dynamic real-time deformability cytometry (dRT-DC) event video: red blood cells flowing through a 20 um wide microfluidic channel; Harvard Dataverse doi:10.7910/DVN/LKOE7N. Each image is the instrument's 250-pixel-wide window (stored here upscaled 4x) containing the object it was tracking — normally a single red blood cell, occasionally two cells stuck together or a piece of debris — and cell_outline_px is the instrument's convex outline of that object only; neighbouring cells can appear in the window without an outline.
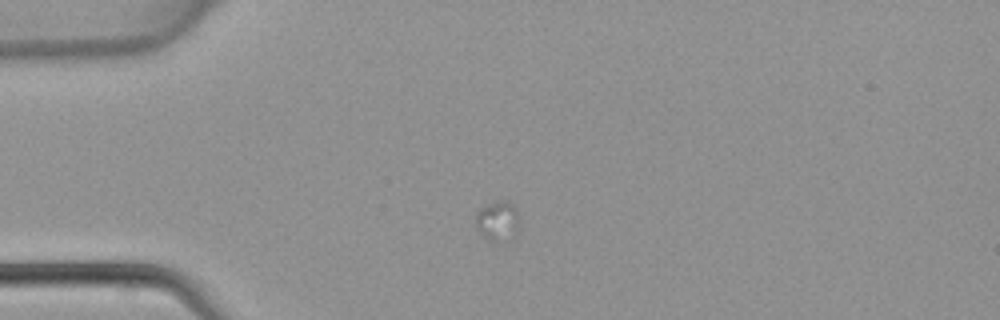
{"species": "common noctule bat (a hibernating species)", "species_latin": "Nyctalus noctula", "temperature_condition": "warm", "stored_images_in_passage": 14, "camera_frame_rate_fps": 3000, "um_per_image_px": 0.085, "animal": {"sex": "female", "body_mass_g": 22.7, "forearm_length_mm": 54.2}, "frame": {"image": 1, "passage_image": 7, "time_ms": 2.0, "image_size_px": [1000, 320], "cell_outline_px": [[520, 224], [516, 236], [512, 240], [488, 240], [480, 232], [476, 224], [476, 212], [480, 208], [488, 204], [500, 200], [508, 200], [516, 208]], "centroid_in_image_um": [42.35, 18.77], "position_along_channel_um": 42.6, "area_um2": 10.29}}